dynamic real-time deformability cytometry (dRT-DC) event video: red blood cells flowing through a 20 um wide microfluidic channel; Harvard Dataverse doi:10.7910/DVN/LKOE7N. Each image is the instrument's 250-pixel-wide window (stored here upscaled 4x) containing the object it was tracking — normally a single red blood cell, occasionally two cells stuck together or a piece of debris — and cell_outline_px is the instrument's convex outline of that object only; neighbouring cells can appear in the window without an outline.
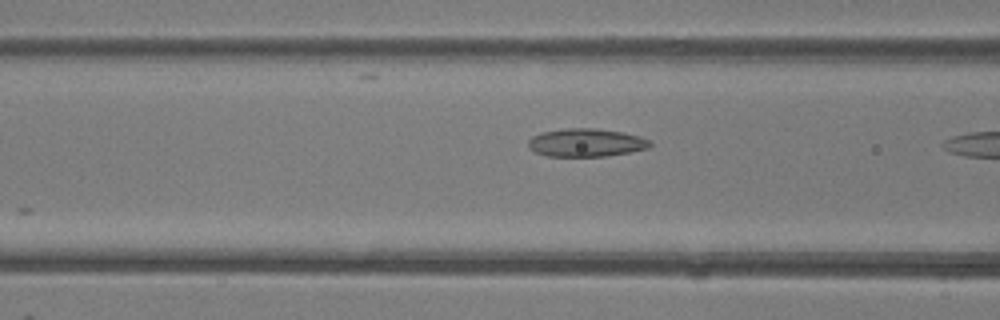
{"species": "common noctule bat (a hibernating species)", "species_latin": "Nyctalus noctula", "temperature_condition": "room temperature", "stored_images_in_passage": 9, "camera_frame_rate_fps": 3000, "um_per_image_px": 0.085, "animal": {"sex": "female"}, "frame": {"image": 1, "passage_image": 8, "time_ms": 2.333, "image_size_px": [1000, 320], "cell_outline_px": [[652, 144], [648, 148], [632, 152], [608, 156], [548, 156], [536, 152], [528, 148], [528, 140], [532, 136], [544, 132], [564, 128], [596, 128], [624, 132], [640, 136], [648, 140]], "centroid_in_image_um": [49.83, 12.12], "position_along_channel_um": 116.8, "area_um2": 20.06}}